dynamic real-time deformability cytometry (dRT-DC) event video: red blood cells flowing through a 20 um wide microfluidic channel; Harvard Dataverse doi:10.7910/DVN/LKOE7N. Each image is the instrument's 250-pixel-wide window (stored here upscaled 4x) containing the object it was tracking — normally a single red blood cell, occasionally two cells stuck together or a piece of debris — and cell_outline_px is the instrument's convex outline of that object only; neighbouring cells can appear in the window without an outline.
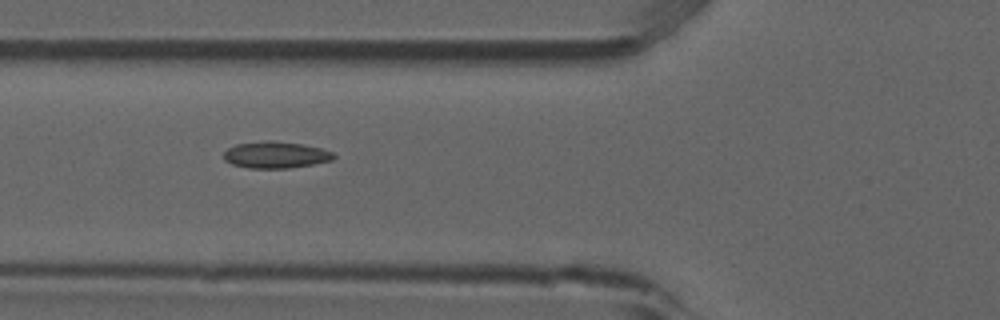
{"species": "common noctule bat (a hibernating species)", "species_latin": "Nyctalus noctula", "temperature_condition": "room temperature", "stored_images_in_passage": 8, "camera_frame_rate_fps": 3000, "um_per_image_px": 0.085, "animal": {"sex": "male", "forearm_length_mm": 52.5}, "frame": {"image": 1, "passage_image": 6, "time_ms": 1.667, "image_size_px": [1000, 320], "cell_outline_px": [[336, 156], [332, 160], [312, 164], [288, 168], [248, 168], [232, 164], [224, 160], [224, 152], [228, 148], [236, 144], [268, 140], [272, 140], [304, 144], [320, 148], [332, 152]], "centroid_in_image_um": [23.42, 13.16], "position_along_channel_um": 102.4, "area_um2": 17.05}}
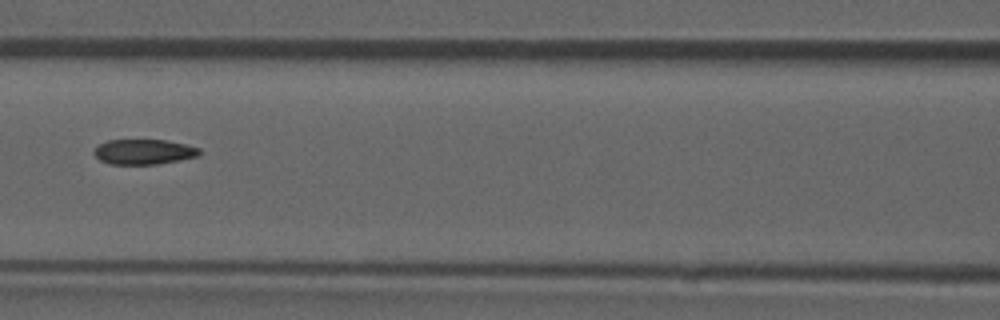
{"frame": {"image": 2, "passage_image": 7, "time_ms": 2.0, "image_size_px": [1000, 320], "cell_outline_px": [[200, 152], [196, 156], [156, 164], [108, 164], [100, 160], [92, 152], [96, 144], [108, 140], [164, 140], [184, 144], [200, 148]], "centroid_in_image_um": [12.13, 12.89], "position_along_channel_um": 154.5, "area_um2": 15.32}}